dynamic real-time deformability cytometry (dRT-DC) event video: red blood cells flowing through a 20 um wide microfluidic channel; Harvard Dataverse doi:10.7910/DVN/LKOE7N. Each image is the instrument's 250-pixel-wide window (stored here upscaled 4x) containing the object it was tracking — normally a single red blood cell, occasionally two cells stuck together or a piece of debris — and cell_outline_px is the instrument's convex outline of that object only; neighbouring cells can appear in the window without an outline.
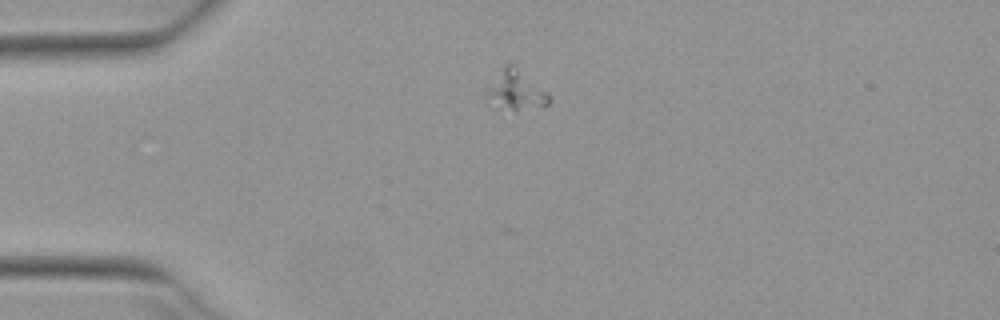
{"species": "Egyptian fruit bat (a non-hibernating species)", "species_latin": "Rousettus aegyptiacus", "temperature_condition": "warm", "stored_images_in_passage": 2, "camera_frame_rate_fps": 3000, "um_per_image_px": 0.085, "animal": {"sex": "female"}, "frame": {"image": 1, "passage_image": 1, "time_ms": 0.0, "image_size_px": [1000, 320], "cell_outline_px": [[552, 100], [548, 104], [516, 108], [512, 108], [484, 104], [484, 96], [488, 84], [508, 64], [512, 64], [548, 92], [552, 96]], "centroid_in_image_um": [43.78, 7.68], "position_along_channel_um": 41.2, "area_um2": 13.87}}